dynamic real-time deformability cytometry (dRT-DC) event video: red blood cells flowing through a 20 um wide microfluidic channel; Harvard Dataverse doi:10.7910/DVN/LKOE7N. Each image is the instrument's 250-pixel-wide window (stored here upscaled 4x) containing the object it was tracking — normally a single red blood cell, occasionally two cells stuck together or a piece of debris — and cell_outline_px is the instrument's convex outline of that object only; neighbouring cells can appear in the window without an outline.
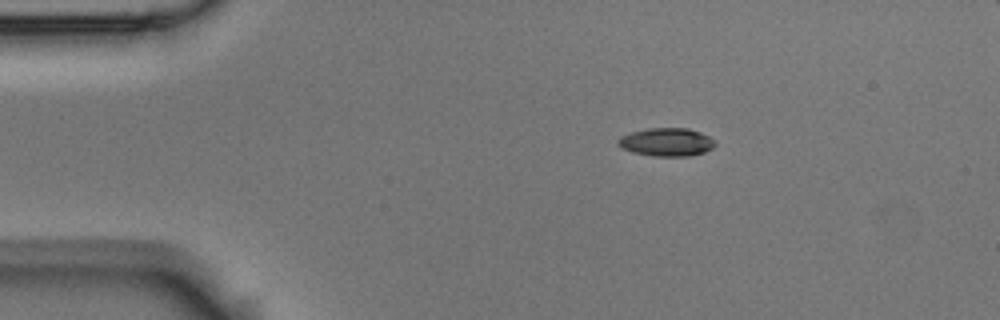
{"species": "Egyptian fruit bat (a non-hibernating species)", "species_latin": "Rousettus aegyptiacus", "temperature_condition": "room temperature", "stored_images_in_passage": 3, "camera_frame_rate_fps": 3000, "um_per_image_px": 0.085, "animal": {"sex": "male"}, "frame": {"image": 1, "passage_image": 3, "time_ms": 0.667, "image_size_px": [1000, 320], "cell_outline_px": [[716, 144], [712, 148], [704, 152], [688, 156], [652, 156], [632, 152], [620, 148], [616, 144], [616, 140], [620, 136], [632, 132], [648, 128], [688, 128], [700, 132], [716, 140]], "centroid_in_image_um": [56.63, 12.08], "position_along_channel_um": 28.4, "area_um2": 16.13}}